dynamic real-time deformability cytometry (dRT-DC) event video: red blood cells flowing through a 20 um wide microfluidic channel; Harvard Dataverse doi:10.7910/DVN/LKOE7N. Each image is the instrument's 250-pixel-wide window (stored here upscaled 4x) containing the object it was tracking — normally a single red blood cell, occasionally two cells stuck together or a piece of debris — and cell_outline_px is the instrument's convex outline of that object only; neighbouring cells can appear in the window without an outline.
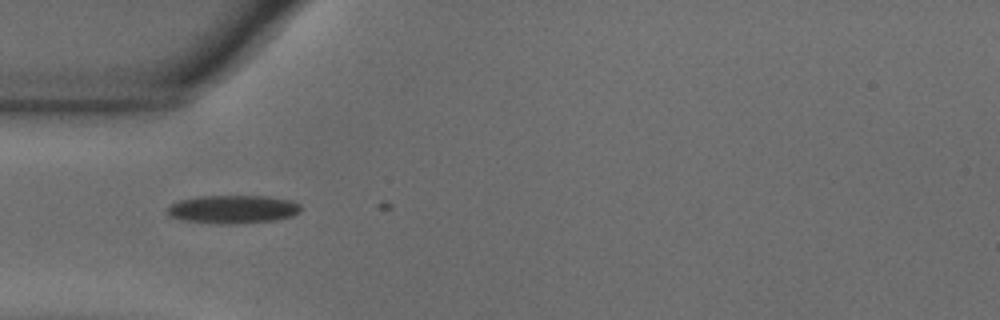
{"species": "common noctule bat (a hibernating species)", "species_latin": "Nyctalus noctula", "temperature_condition": "warm", "stored_images_in_passage": 2, "camera_frame_rate_fps": 3000, "um_per_image_px": 0.085, "animal": {"sex": "male", "body_mass_g": 18.8}, "frame": {"image": 1, "passage_image": 1, "time_ms": 0.0, "image_size_px": [1000, 320], "cell_outline_px": [[300, 212], [292, 216], [276, 220], [244, 224], [220, 224], [184, 220], [168, 216], [168, 208], [172, 204], [180, 200], [200, 196], [268, 196], [292, 200], [300, 204]], "centroid_in_image_um": [19.85, 17.79], "position_along_channel_um": 65.2, "area_um2": 22.14}}